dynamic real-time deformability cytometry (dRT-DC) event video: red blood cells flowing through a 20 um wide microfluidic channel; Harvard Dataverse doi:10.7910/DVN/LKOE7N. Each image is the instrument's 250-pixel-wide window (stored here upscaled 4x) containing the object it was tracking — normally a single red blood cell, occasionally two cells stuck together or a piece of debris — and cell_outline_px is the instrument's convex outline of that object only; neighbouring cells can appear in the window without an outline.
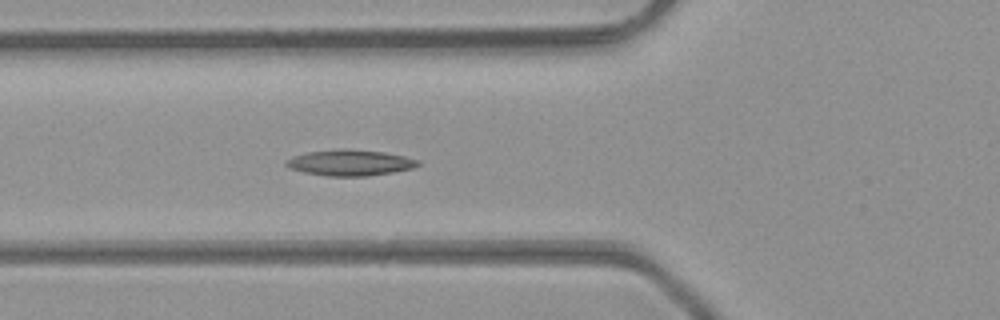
{"species": "common noctule bat (a hibernating species)", "species_latin": "Nyctalus noctula", "temperature_condition": "room temperature", "stored_images_in_passage": 37, "camera_frame_rate_fps": 3000, "um_per_image_px": 0.085, "animal": {"sex": "male", "body_mass_g": 23.1, "forearm_length_mm": 52.7}, "frame": {"image": 1, "passage_image": 7, "time_ms": 2.0, "image_size_px": [1000, 320], "cell_outline_px": [[420, 164], [412, 168], [392, 172], [368, 176], [328, 176], [304, 172], [292, 168], [284, 164], [284, 160], [292, 156], [308, 152], [340, 148], [348, 148], [384, 152], [404, 156], [420, 160]], "centroid_in_image_um": [29.74, 13.82], "position_along_channel_um": 96.1, "area_um2": 20.0}}
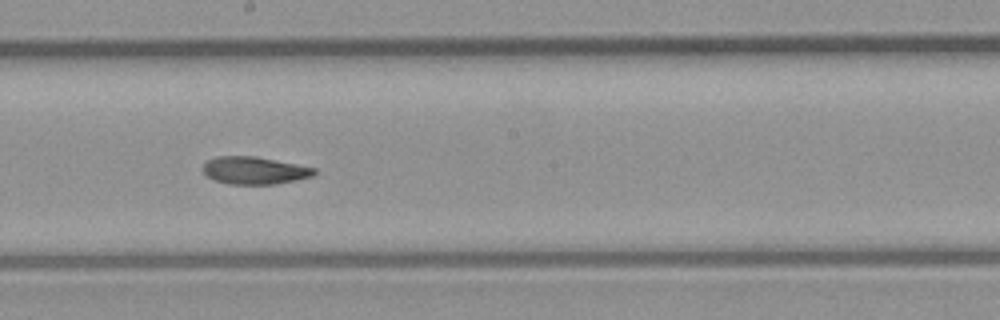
{"frame": {"image": 2, "passage_image": 16, "time_ms": 5.0, "image_size_px": [1000, 320], "cell_outline_px": [[316, 172], [312, 176], [276, 184], [228, 184], [216, 180], [208, 176], [204, 172], [204, 164], [208, 160], [216, 156], [256, 156], [316, 168]], "centroid_in_image_um": [21.64, 14.48], "position_along_channel_um": 226.6, "area_um2": 17.63}}
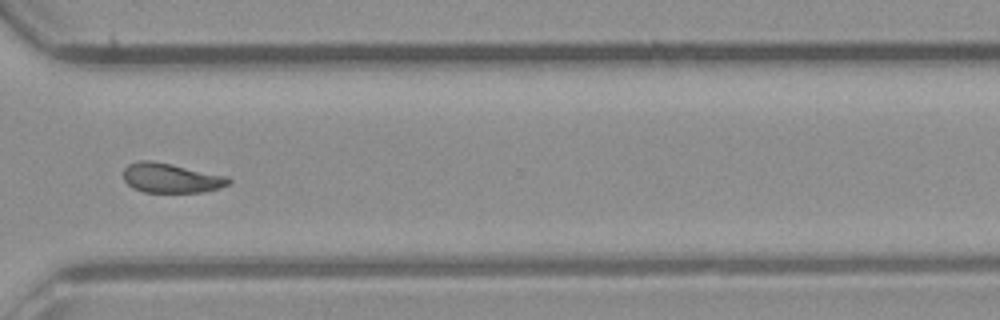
{"frame": {"image": 3, "passage_image": 25, "time_ms": 8.0, "image_size_px": [1000, 320], "cell_outline_px": [[232, 180], [228, 184], [204, 192], [144, 192], [132, 188], [124, 180], [124, 168], [128, 164], [140, 160], [152, 160], [172, 164], [228, 176]], "centroid_in_image_um": [14.51, 15.12], "position_along_channel_um": 356.1, "area_um2": 18.15}, "authors_computed_cell_mechanics": {"area_um2": 18.2648, "velocity_mm_per_s": 4.3251, "shape_relaxation_time_tau1_ms": 7.0768, "shape_relaxation_time_tau2_ms": 3.2404, "deformation_change_tau1": 0.1778, "deformation_change_tau2": 0.1039}}